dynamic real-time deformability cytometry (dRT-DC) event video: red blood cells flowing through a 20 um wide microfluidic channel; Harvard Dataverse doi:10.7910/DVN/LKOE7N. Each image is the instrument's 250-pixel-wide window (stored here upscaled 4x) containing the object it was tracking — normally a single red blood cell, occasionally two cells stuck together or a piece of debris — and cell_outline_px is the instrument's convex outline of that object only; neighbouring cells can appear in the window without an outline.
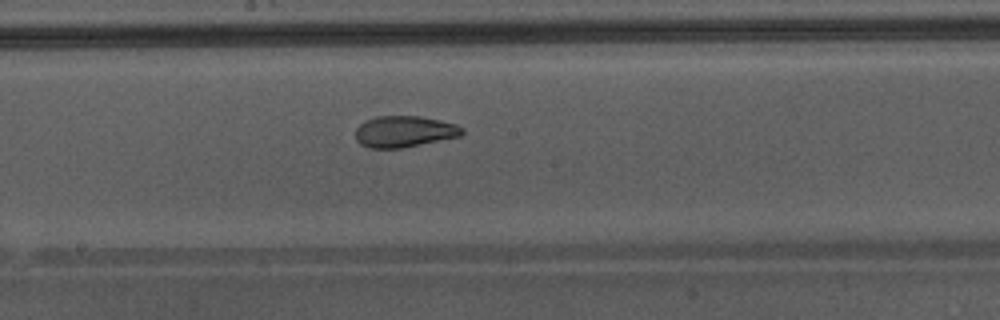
{"species": "Egyptian fruit bat (a non-hibernating species)", "species_latin": "Rousettus aegyptiacus", "temperature_condition": "warm", "stored_images_in_passage": 37, "camera_frame_rate_fps": 3000, "um_per_image_px": 0.085, "animal": {"sex": "male"}, "frame": {"image": 1, "passage_image": 16, "time_ms": 5.0, "image_size_px": [1000, 320], "cell_outline_px": [[464, 132], [460, 136], [404, 148], [368, 148], [360, 144], [356, 140], [356, 128], [364, 120], [376, 116], [420, 116], [440, 120], [456, 124], [464, 128]], "centroid_in_image_um": [34.35, 11.18], "position_along_channel_um": 213.8, "area_um2": 19.65}, "authors_computed_cell_mechanics": {"area_um2": 21.675, "velocity_mm_per_s": 4.3475, "shape_relaxation_time_tau1_ms": null, "shape_relaxation_time_tau2_ms": 1.2561, "deformation_change_tau1": null, "deformation_change_tau2": 0.0768}}